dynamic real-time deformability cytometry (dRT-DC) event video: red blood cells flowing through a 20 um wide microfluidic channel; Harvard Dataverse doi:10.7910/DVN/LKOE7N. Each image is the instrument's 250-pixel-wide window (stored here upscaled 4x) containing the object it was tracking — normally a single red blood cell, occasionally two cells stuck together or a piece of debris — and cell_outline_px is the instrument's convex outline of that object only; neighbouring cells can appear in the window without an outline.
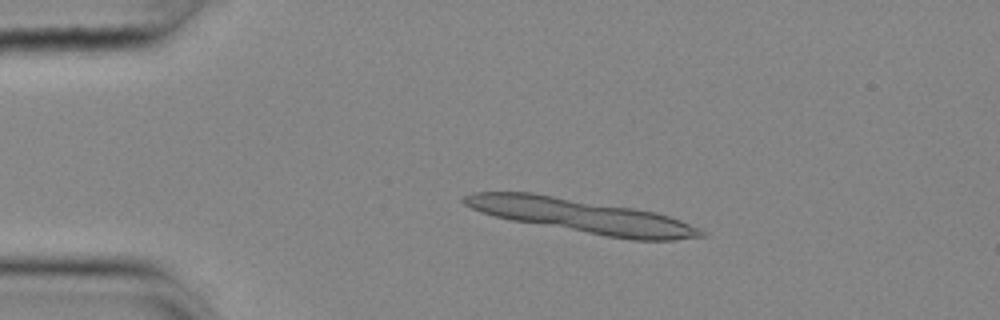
{"species": "common noctule bat (a hibernating species)", "species_latin": "Nyctalus noctula", "temperature_condition": "cold", "stored_images_in_passage": 14, "camera_frame_rate_fps": 3000, "um_per_image_px": 0.085, "animal": {"sex": "female", "body_mass_g": 25.1}, "frame": {"image": 1, "passage_image": 10, "time_ms": 3.0, "image_size_px": [1000, 320], "cell_outline_px": [[708, 236], [676, 240], [632, 240], [512, 220], [480, 212], [464, 204], [460, 200], [460, 196], [472, 192], [532, 192], [632, 208], [656, 212], [680, 220], [708, 232]], "centroid_in_image_um": [49.46, 18.35], "position_along_channel_um": 35.5, "area_um2": 46.41}}